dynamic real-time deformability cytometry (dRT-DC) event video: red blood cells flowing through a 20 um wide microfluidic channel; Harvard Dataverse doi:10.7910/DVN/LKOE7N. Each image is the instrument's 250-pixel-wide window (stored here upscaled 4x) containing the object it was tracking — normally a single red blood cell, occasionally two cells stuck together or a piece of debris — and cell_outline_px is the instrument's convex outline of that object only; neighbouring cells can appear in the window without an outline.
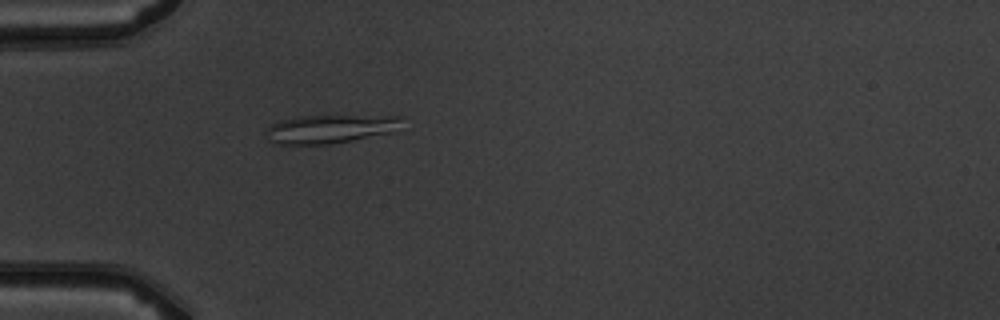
{"species": "common noctule bat (a hibernating species)", "species_latin": "Nyctalus noctula", "temperature_condition": "warm", "stored_images_in_passage": 2, "camera_frame_rate_fps": 3000, "um_per_image_px": 0.085, "animal": {"sex": "male", "body_mass_g": 19.5, "forearm_length_mm": 54.6}, "frame": {"image": 1, "passage_image": 2, "time_ms": 1.0, "image_size_px": [1000, 320], "cell_outline_px": [[404, 116], [396, 132], [352, 140], [328, 144], [280, 144], [272, 140], [264, 132], [272, 124], [284, 120], [300, 116]], "centroid_in_image_um": [28.13, 10.95], "position_along_channel_um": 56.9, "area_um2": 22.25}}